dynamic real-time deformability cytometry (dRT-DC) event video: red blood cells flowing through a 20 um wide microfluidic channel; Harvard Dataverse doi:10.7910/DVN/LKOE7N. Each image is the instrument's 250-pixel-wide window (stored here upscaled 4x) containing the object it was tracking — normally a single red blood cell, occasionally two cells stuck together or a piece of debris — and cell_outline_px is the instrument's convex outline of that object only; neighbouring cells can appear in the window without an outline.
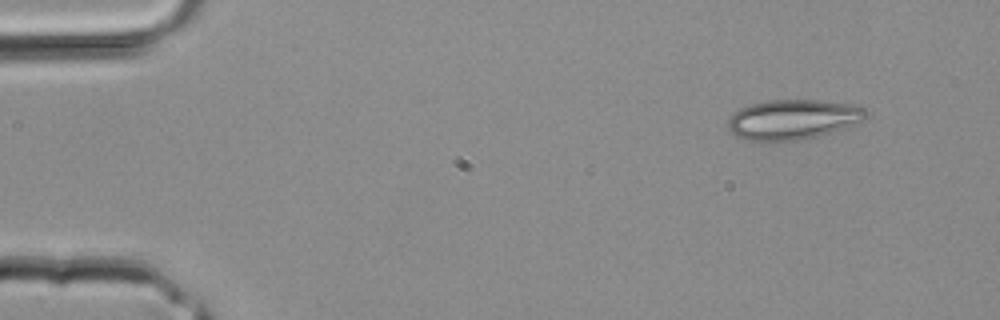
{"species": "common noctule bat (a hibernating species)", "species_latin": "Nyctalus noctula", "temperature_condition": "room temperature", "stored_images_in_passage": 4, "camera_frame_rate_fps": 3000, "um_per_image_px": 0.085, "animal": {"sex": "male", "body_mass_g": 20.4}, "frame": {"image": 1, "passage_image": 4, "time_ms": 1.0, "image_size_px": [1000, 320], "cell_outline_px": [[868, 112], [860, 120], [852, 124], [816, 136], [800, 140], [744, 140], [736, 136], [728, 128], [728, 120], [732, 112], [740, 108], [752, 104], [768, 100], [820, 100], [844, 104], [864, 108]], "centroid_in_image_um": [67.29, 10.14], "position_along_channel_um": 17.7, "area_um2": 31.33}}